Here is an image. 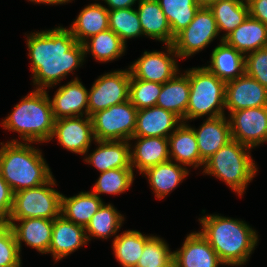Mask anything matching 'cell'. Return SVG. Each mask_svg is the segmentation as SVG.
I'll use <instances>...</instances> for the list:
<instances>
[{"mask_svg": "<svg viewBox=\"0 0 267 267\" xmlns=\"http://www.w3.org/2000/svg\"><path fill=\"white\" fill-rule=\"evenodd\" d=\"M26 43L36 89L53 87L84 62V46L68 28L31 33Z\"/></svg>", "mask_w": 267, "mask_h": 267, "instance_id": "6da1fadb", "label": "cell"}, {"mask_svg": "<svg viewBox=\"0 0 267 267\" xmlns=\"http://www.w3.org/2000/svg\"><path fill=\"white\" fill-rule=\"evenodd\" d=\"M200 233L215 250L224 265L241 266L248 261L258 235L244 221L219 215L203 216Z\"/></svg>", "mask_w": 267, "mask_h": 267, "instance_id": "7a4b0ae2", "label": "cell"}, {"mask_svg": "<svg viewBox=\"0 0 267 267\" xmlns=\"http://www.w3.org/2000/svg\"><path fill=\"white\" fill-rule=\"evenodd\" d=\"M0 145V175L13 193L40 186L53 177L40 150L29 142L14 139Z\"/></svg>", "mask_w": 267, "mask_h": 267, "instance_id": "3957f363", "label": "cell"}, {"mask_svg": "<svg viewBox=\"0 0 267 267\" xmlns=\"http://www.w3.org/2000/svg\"><path fill=\"white\" fill-rule=\"evenodd\" d=\"M46 90L36 89L16 104L2 125L7 130L18 132L23 141H50L54 116Z\"/></svg>", "mask_w": 267, "mask_h": 267, "instance_id": "277c9868", "label": "cell"}, {"mask_svg": "<svg viewBox=\"0 0 267 267\" xmlns=\"http://www.w3.org/2000/svg\"><path fill=\"white\" fill-rule=\"evenodd\" d=\"M249 149L232 139L205 161L203 173L218 177L238 195H243L257 172Z\"/></svg>", "mask_w": 267, "mask_h": 267, "instance_id": "5b68a950", "label": "cell"}, {"mask_svg": "<svg viewBox=\"0 0 267 267\" xmlns=\"http://www.w3.org/2000/svg\"><path fill=\"white\" fill-rule=\"evenodd\" d=\"M190 96L186 121L205 115L216 118L225 115L226 82L205 66L189 70Z\"/></svg>", "mask_w": 267, "mask_h": 267, "instance_id": "8992f818", "label": "cell"}, {"mask_svg": "<svg viewBox=\"0 0 267 267\" xmlns=\"http://www.w3.org/2000/svg\"><path fill=\"white\" fill-rule=\"evenodd\" d=\"M55 183L52 177L45 184L14 193L13 208L8 220L25 218L54 220L58 217L61 214L62 194L52 188L56 186Z\"/></svg>", "mask_w": 267, "mask_h": 267, "instance_id": "52a82bcc", "label": "cell"}, {"mask_svg": "<svg viewBox=\"0 0 267 267\" xmlns=\"http://www.w3.org/2000/svg\"><path fill=\"white\" fill-rule=\"evenodd\" d=\"M137 108L127 100L92 114L95 141H131L136 128Z\"/></svg>", "mask_w": 267, "mask_h": 267, "instance_id": "ba28073f", "label": "cell"}, {"mask_svg": "<svg viewBox=\"0 0 267 267\" xmlns=\"http://www.w3.org/2000/svg\"><path fill=\"white\" fill-rule=\"evenodd\" d=\"M219 34L216 20L209 8L200 7L192 22L179 32L173 46L179 58L202 51Z\"/></svg>", "mask_w": 267, "mask_h": 267, "instance_id": "9c48e42d", "label": "cell"}, {"mask_svg": "<svg viewBox=\"0 0 267 267\" xmlns=\"http://www.w3.org/2000/svg\"><path fill=\"white\" fill-rule=\"evenodd\" d=\"M130 79V69L99 76L88 91V116L129 100Z\"/></svg>", "mask_w": 267, "mask_h": 267, "instance_id": "30bf717a", "label": "cell"}, {"mask_svg": "<svg viewBox=\"0 0 267 267\" xmlns=\"http://www.w3.org/2000/svg\"><path fill=\"white\" fill-rule=\"evenodd\" d=\"M233 140L250 148L267 142V106L246 108L230 113Z\"/></svg>", "mask_w": 267, "mask_h": 267, "instance_id": "8fae6325", "label": "cell"}, {"mask_svg": "<svg viewBox=\"0 0 267 267\" xmlns=\"http://www.w3.org/2000/svg\"><path fill=\"white\" fill-rule=\"evenodd\" d=\"M167 54L160 51H145L128 69L135 79L163 84L178 74V57L173 44H167ZM169 54V55H168ZM170 55L172 57H170ZM174 56V57H173Z\"/></svg>", "mask_w": 267, "mask_h": 267, "instance_id": "7c38bea8", "label": "cell"}, {"mask_svg": "<svg viewBox=\"0 0 267 267\" xmlns=\"http://www.w3.org/2000/svg\"><path fill=\"white\" fill-rule=\"evenodd\" d=\"M68 117L54 121L51 139L57 138L63 148L79 154H86L94 140L92 120L90 116ZM93 138V139H92Z\"/></svg>", "mask_w": 267, "mask_h": 267, "instance_id": "4fadbf2b", "label": "cell"}, {"mask_svg": "<svg viewBox=\"0 0 267 267\" xmlns=\"http://www.w3.org/2000/svg\"><path fill=\"white\" fill-rule=\"evenodd\" d=\"M267 106V88L244 73L226 82L225 108L230 113L246 108Z\"/></svg>", "mask_w": 267, "mask_h": 267, "instance_id": "5bb4252c", "label": "cell"}, {"mask_svg": "<svg viewBox=\"0 0 267 267\" xmlns=\"http://www.w3.org/2000/svg\"><path fill=\"white\" fill-rule=\"evenodd\" d=\"M175 267H218L224 263L200 232L187 235L183 246L174 251Z\"/></svg>", "mask_w": 267, "mask_h": 267, "instance_id": "9a60e30c", "label": "cell"}, {"mask_svg": "<svg viewBox=\"0 0 267 267\" xmlns=\"http://www.w3.org/2000/svg\"><path fill=\"white\" fill-rule=\"evenodd\" d=\"M181 123L182 120L177 115L157 105L143 108L137 112L133 137L168 138Z\"/></svg>", "mask_w": 267, "mask_h": 267, "instance_id": "2e32d148", "label": "cell"}, {"mask_svg": "<svg viewBox=\"0 0 267 267\" xmlns=\"http://www.w3.org/2000/svg\"><path fill=\"white\" fill-rule=\"evenodd\" d=\"M50 103L55 120L88 116V91L78 78L60 86Z\"/></svg>", "mask_w": 267, "mask_h": 267, "instance_id": "e0dca14e", "label": "cell"}, {"mask_svg": "<svg viewBox=\"0 0 267 267\" xmlns=\"http://www.w3.org/2000/svg\"><path fill=\"white\" fill-rule=\"evenodd\" d=\"M88 242L85 228L59 215L53 220L52 240L48 253L55 261L68 256Z\"/></svg>", "mask_w": 267, "mask_h": 267, "instance_id": "ac0fdd59", "label": "cell"}, {"mask_svg": "<svg viewBox=\"0 0 267 267\" xmlns=\"http://www.w3.org/2000/svg\"><path fill=\"white\" fill-rule=\"evenodd\" d=\"M14 221H19L17 225ZM12 229L19 251H21V242L35 248L42 254H47L53 230V220L43 218H25L19 220H8L6 222Z\"/></svg>", "mask_w": 267, "mask_h": 267, "instance_id": "d6986e66", "label": "cell"}, {"mask_svg": "<svg viewBox=\"0 0 267 267\" xmlns=\"http://www.w3.org/2000/svg\"><path fill=\"white\" fill-rule=\"evenodd\" d=\"M201 159L205 162L232 140L226 116L207 118L199 129L193 128Z\"/></svg>", "mask_w": 267, "mask_h": 267, "instance_id": "ffe728a7", "label": "cell"}, {"mask_svg": "<svg viewBox=\"0 0 267 267\" xmlns=\"http://www.w3.org/2000/svg\"><path fill=\"white\" fill-rule=\"evenodd\" d=\"M137 140L134 150H130L131 168L136 167L140 174L148 168L170 160L168 138L132 137Z\"/></svg>", "mask_w": 267, "mask_h": 267, "instance_id": "44dd1931", "label": "cell"}, {"mask_svg": "<svg viewBox=\"0 0 267 267\" xmlns=\"http://www.w3.org/2000/svg\"><path fill=\"white\" fill-rule=\"evenodd\" d=\"M98 148L85 158L100 172L110 169L131 168V145L128 141H95Z\"/></svg>", "mask_w": 267, "mask_h": 267, "instance_id": "7402d4cb", "label": "cell"}, {"mask_svg": "<svg viewBox=\"0 0 267 267\" xmlns=\"http://www.w3.org/2000/svg\"><path fill=\"white\" fill-rule=\"evenodd\" d=\"M137 13L143 35L162 41L165 45L173 44L175 37L157 0H139Z\"/></svg>", "mask_w": 267, "mask_h": 267, "instance_id": "603a6c76", "label": "cell"}, {"mask_svg": "<svg viewBox=\"0 0 267 267\" xmlns=\"http://www.w3.org/2000/svg\"><path fill=\"white\" fill-rule=\"evenodd\" d=\"M190 83L189 70L184 74L175 75L172 79L162 84L161 93L156 105L173 112L182 122L186 123V110L189 103Z\"/></svg>", "mask_w": 267, "mask_h": 267, "instance_id": "cb8c5ba5", "label": "cell"}, {"mask_svg": "<svg viewBox=\"0 0 267 267\" xmlns=\"http://www.w3.org/2000/svg\"><path fill=\"white\" fill-rule=\"evenodd\" d=\"M223 41L237 51L248 54L267 47V25L250 16Z\"/></svg>", "mask_w": 267, "mask_h": 267, "instance_id": "d4e9b609", "label": "cell"}, {"mask_svg": "<svg viewBox=\"0 0 267 267\" xmlns=\"http://www.w3.org/2000/svg\"><path fill=\"white\" fill-rule=\"evenodd\" d=\"M170 160H175L182 165L204 167L201 159L193 128L182 122L168 137ZM172 158V159H171Z\"/></svg>", "mask_w": 267, "mask_h": 267, "instance_id": "484cf974", "label": "cell"}, {"mask_svg": "<svg viewBox=\"0 0 267 267\" xmlns=\"http://www.w3.org/2000/svg\"><path fill=\"white\" fill-rule=\"evenodd\" d=\"M210 63L211 65L205 67L224 82L245 73V55L224 41L213 49Z\"/></svg>", "mask_w": 267, "mask_h": 267, "instance_id": "4316f807", "label": "cell"}, {"mask_svg": "<svg viewBox=\"0 0 267 267\" xmlns=\"http://www.w3.org/2000/svg\"><path fill=\"white\" fill-rule=\"evenodd\" d=\"M69 30L83 44L90 37L109 29V10L100 3L84 7Z\"/></svg>", "mask_w": 267, "mask_h": 267, "instance_id": "83f0119b", "label": "cell"}, {"mask_svg": "<svg viewBox=\"0 0 267 267\" xmlns=\"http://www.w3.org/2000/svg\"><path fill=\"white\" fill-rule=\"evenodd\" d=\"M143 174L148 177L155 196L162 199L175 189L189 172L183 165L168 160L148 168Z\"/></svg>", "mask_w": 267, "mask_h": 267, "instance_id": "f1b7e54d", "label": "cell"}, {"mask_svg": "<svg viewBox=\"0 0 267 267\" xmlns=\"http://www.w3.org/2000/svg\"><path fill=\"white\" fill-rule=\"evenodd\" d=\"M102 205V199L92 192H80L73 197L61 195V215L84 228Z\"/></svg>", "mask_w": 267, "mask_h": 267, "instance_id": "f546056e", "label": "cell"}, {"mask_svg": "<svg viewBox=\"0 0 267 267\" xmlns=\"http://www.w3.org/2000/svg\"><path fill=\"white\" fill-rule=\"evenodd\" d=\"M209 9L216 20L219 33L226 31L221 41L241 25L249 16L246 0H219L212 4Z\"/></svg>", "mask_w": 267, "mask_h": 267, "instance_id": "4dcf8cb0", "label": "cell"}, {"mask_svg": "<svg viewBox=\"0 0 267 267\" xmlns=\"http://www.w3.org/2000/svg\"><path fill=\"white\" fill-rule=\"evenodd\" d=\"M151 237L143 235L137 230H128L117 235L112 243L117 261L123 267H137L144 246Z\"/></svg>", "mask_w": 267, "mask_h": 267, "instance_id": "1f68e13d", "label": "cell"}, {"mask_svg": "<svg viewBox=\"0 0 267 267\" xmlns=\"http://www.w3.org/2000/svg\"><path fill=\"white\" fill-rule=\"evenodd\" d=\"M90 39L83 43L85 55L91 52L92 56L100 62L113 61L121 57L126 49L120 37L110 29L100 32Z\"/></svg>", "mask_w": 267, "mask_h": 267, "instance_id": "d6a6232c", "label": "cell"}, {"mask_svg": "<svg viewBox=\"0 0 267 267\" xmlns=\"http://www.w3.org/2000/svg\"><path fill=\"white\" fill-rule=\"evenodd\" d=\"M123 221L124 217L114 206L103 203L85 227L88 242L91 240V236L107 239L111 235H116Z\"/></svg>", "mask_w": 267, "mask_h": 267, "instance_id": "836d02e7", "label": "cell"}, {"mask_svg": "<svg viewBox=\"0 0 267 267\" xmlns=\"http://www.w3.org/2000/svg\"><path fill=\"white\" fill-rule=\"evenodd\" d=\"M166 15L172 35L175 37L195 17L200 6L195 0H157Z\"/></svg>", "mask_w": 267, "mask_h": 267, "instance_id": "e575fe53", "label": "cell"}, {"mask_svg": "<svg viewBox=\"0 0 267 267\" xmlns=\"http://www.w3.org/2000/svg\"><path fill=\"white\" fill-rule=\"evenodd\" d=\"M109 29L114 31L125 45L127 39L143 35L139 15L133 7L109 10Z\"/></svg>", "mask_w": 267, "mask_h": 267, "instance_id": "d590c367", "label": "cell"}, {"mask_svg": "<svg viewBox=\"0 0 267 267\" xmlns=\"http://www.w3.org/2000/svg\"><path fill=\"white\" fill-rule=\"evenodd\" d=\"M134 180L132 168L110 169L100 173V177L92 188V193L100 197V194H121L128 190Z\"/></svg>", "mask_w": 267, "mask_h": 267, "instance_id": "8d00e7d4", "label": "cell"}, {"mask_svg": "<svg viewBox=\"0 0 267 267\" xmlns=\"http://www.w3.org/2000/svg\"><path fill=\"white\" fill-rule=\"evenodd\" d=\"M173 254L174 252L169 250L167 243L163 239L152 236L144 246L137 267L175 266Z\"/></svg>", "mask_w": 267, "mask_h": 267, "instance_id": "74e56055", "label": "cell"}, {"mask_svg": "<svg viewBox=\"0 0 267 267\" xmlns=\"http://www.w3.org/2000/svg\"><path fill=\"white\" fill-rule=\"evenodd\" d=\"M162 84L135 79L131 75L129 100L137 108H149L156 105Z\"/></svg>", "mask_w": 267, "mask_h": 267, "instance_id": "f35d334b", "label": "cell"}, {"mask_svg": "<svg viewBox=\"0 0 267 267\" xmlns=\"http://www.w3.org/2000/svg\"><path fill=\"white\" fill-rule=\"evenodd\" d=\"M0 267H21L15 235L6 223L0 225Z\"/></svg>", "mask_w": 267, "mask_h": 267, "instance_id": "ab89813d", "label": "cell"}, {"mask_svg": "<svg viewBox=\"0 0 267 267\" xmlns=\"http://www.w3.org/2000/svg\"><path fill=\"white\" fill-rule=\"evenodd\" d=\"M245 73L267 88V47L245 55Z\"/></svg>", "mask_w": 267, "mask_h": 267, "instance_id": "60d3db41", "label": "cell"}, {"mask_svg": "<svg viewBox=\"0 0 267 267\" xmlns=\"http://www.w3.org/2000/svg\"><path fill=\"white\" fill-rule=\"evenodd\" d=\"M14 193L8 183L0 175V221L6 223L13 208Z\"/></svg>", "mask_w": 267, "mask_h": 267, "instance_id": "b9f144b4", "label": "cell"}, {"mask_svg": "<svg viewBox=\"0 0 267 267\" xmlns=\"http://www.w3.org/2000/svg\"><path fill=\"white\" fill-rule=\"evenodd\" d=\"M249 16L267 25V0H246Z\"/></svg>", "mask_w": 267, "mask_h": 267, "instance_id": "7bdbcfd3", "label": "cell"}, {"mask_svg": "<svg viewBox=\"0 0 267 267\" xmlns=\"http://www.w3.org/2000/svg\"><path fill=\"white\" fill-rule=\"evenodd\" d=\"M108 7V10H117L123 8H132L135 5L136 1L139 0H104Z\"/></svg>", "mask_w": 267, "mask_h": 267, "instance_id": "ee69618b", "label": "cell"}, {"mask_svg": "<svg viewBox=\"0 0 267 267\" xmlns=\"http://www.w3.org/2000/svg\"><path fill=\"white\" fill-rule=\"evenodd\" d=\"M219 0H195L200 7L209 8L212 4L217 3Z\"/></svg>", "mask_w": 267, "mask_h": 267, "instance_id": "f6af8a7d", "label": "cell"}, {"mask_svg": "<svg viewBox=\"0 0 267 267\" xmlns=\"http://www.w3.org/2000/svg\"><path fill=\"white\" fill-rule=\"evenodd\" d=\"M31 2H34L35 4L36 3H44V4H64L65 1L64 0H29Z\"/></svg>", "mask_w": 267, "mask_h": 267, "instance_id": "bcb514c9", "label": "cell"}, {"mask_svg": "<svg viewBox=\"0 0 267 267\" xmlns=\"http://www.w3.org/2000/svg\"><path fill=\"white\" fill-rule=\"evenodd\" d=\"M147 267H175V266H147Z\"/></svg>", "mask_w": 267, "mask_h": 267, "instance_id": "7dc6e473", "label": "cell"}]
</instances>
